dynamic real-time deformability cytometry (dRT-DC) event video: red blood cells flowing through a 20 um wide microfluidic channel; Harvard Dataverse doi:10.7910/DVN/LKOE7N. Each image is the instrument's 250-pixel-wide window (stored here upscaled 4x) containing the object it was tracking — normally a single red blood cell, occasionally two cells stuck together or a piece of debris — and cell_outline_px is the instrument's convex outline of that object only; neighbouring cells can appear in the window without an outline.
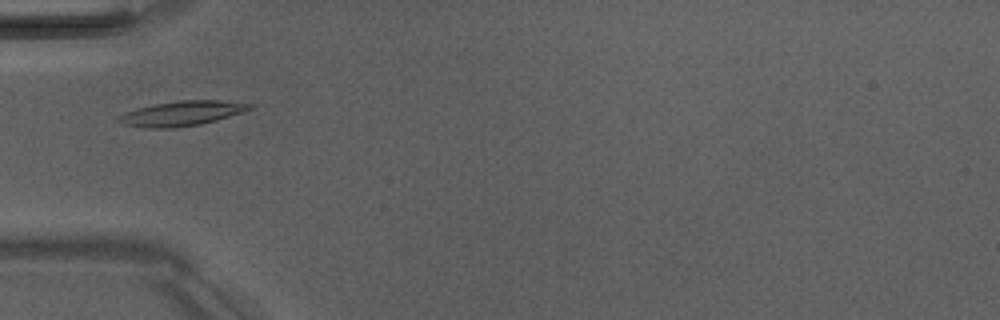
{"species": "Egyptian fruit bat (a non-hibernating species)", "species_latin": "Rousettus aegyptiacus", "temperature_condition": "room temperature", "stored_images_in_passage": 3, "camera_frame_rate_fps": 3000, "um_per_image_px": 0.085, "animal": {"sex": "male"}, "frame": {"image": 1, "passage_image": 3, "time_ms": 3.0, "image_size_px": [1000, 320], "cell_outline_px": [[252, 108], [244, 112], [216, 120], [200, 124], [172, 128], [148, 128], [124, 124], [116, 120], [116, 116], [124, 112], [136, 108], [156, 104], [180, 100], [220, 100], [252, 104]], "centroid_in_image_um": [15.42, 9.64], "position_along_channel_um": 69.6, "area_um2": 18.9}}